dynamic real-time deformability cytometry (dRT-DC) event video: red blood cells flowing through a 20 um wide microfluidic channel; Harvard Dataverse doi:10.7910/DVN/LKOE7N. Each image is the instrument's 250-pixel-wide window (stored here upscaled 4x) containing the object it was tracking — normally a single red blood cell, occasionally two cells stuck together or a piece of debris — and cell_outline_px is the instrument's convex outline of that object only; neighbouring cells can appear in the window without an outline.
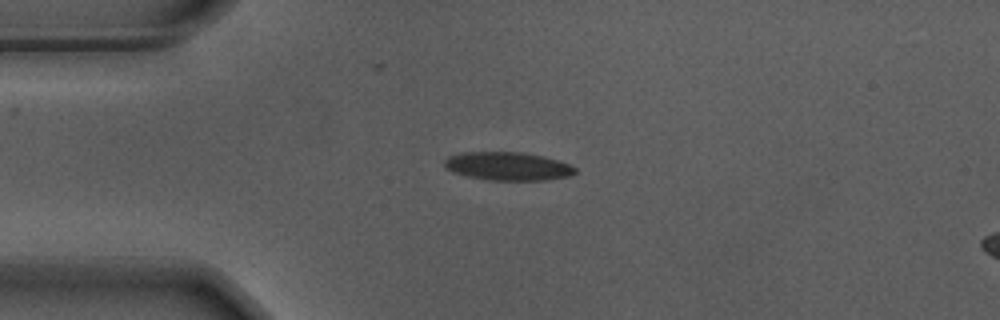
{"species": "Egyptian fruit bat (a non-hibernating species)", "species_latin": "Rousettus aegyptiacus", "temperature_condition": "warm", "stored_images_in_passage": 43, "camera_frame_rate_fps": 3000, "um_per_image_px": 0.085, "animal": {"sex": "male"}, "frame": {"image": 1, "passage_image": 1, "time_ms": 0.0, "image_size_px": [1000, 320], "cell_outline_px": [[576, 172], [568, 176], [548, 180], [488, 180], [468, 176], [452, 172], [444, 168], [444, 160], [448, 156], [464, 152], [524, 152], [556, 160], [568, 164], [576, 168]], "centroid_in_image_um": [43.12, 14.13], "position_along_channel_um": 41.9, "area_um2": 21.5}}
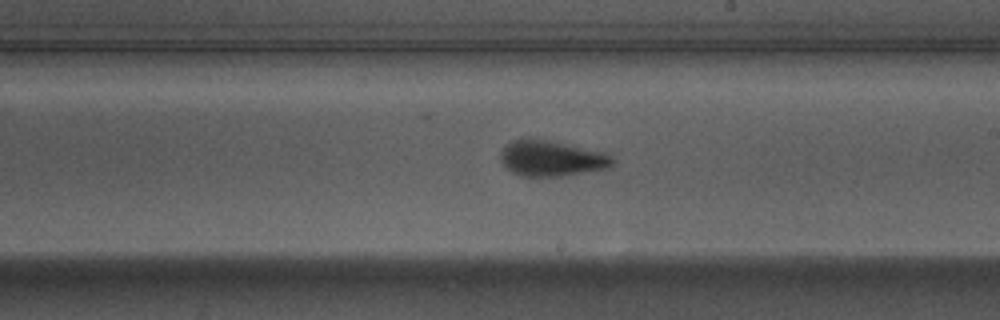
{"frame": {"image": 2, "passage_image": 19, "time_ms": 6.0, "image_size_px": [1000, 320], "cell_outline_px": [[616, 160], [612, 168], [560, 176], [520, 176], [512, 172], [500, 160], [500, 152], [504, 144], [520, 136], [528, 136], [548, 140], [604, 152], [612, 156]], "centroid_in_image_um": [46.86, 13.43], "position_along_channel_um": 242.1, "area_um2": 23.87}}
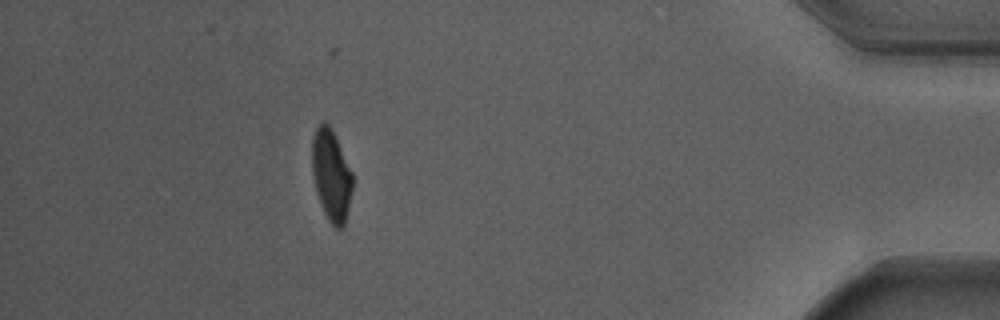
{"frame": {"image": 3, "passage_image": 37, "time_ms": 12.0, "image_size_px": [1000, 320], "cell_outline_px": [[352, 188], [348, 208], [344, 224], [340, 228], [336, 228], [328, 220], [320, 204], [312, 172], [312, 136], [316, 128], [324, 120], [332, 128], [352, 172]], "centroid_in_image_um": [28.15, 14.85], "position_along_channel_um": 407.1, "area_um2": 21.33}, "authors_computed_cell_mechanics": {"area_um2": 22.4264, "velocity_mm_per_s": 3.6988, "shape_relaxation_time_tau1_ms": 3.3358, "shape_relaxation_time_tau2_ms": 0.8378, "deformation_change_tau1": 0.1514, "deformation_change_tau2": 0.0712}}